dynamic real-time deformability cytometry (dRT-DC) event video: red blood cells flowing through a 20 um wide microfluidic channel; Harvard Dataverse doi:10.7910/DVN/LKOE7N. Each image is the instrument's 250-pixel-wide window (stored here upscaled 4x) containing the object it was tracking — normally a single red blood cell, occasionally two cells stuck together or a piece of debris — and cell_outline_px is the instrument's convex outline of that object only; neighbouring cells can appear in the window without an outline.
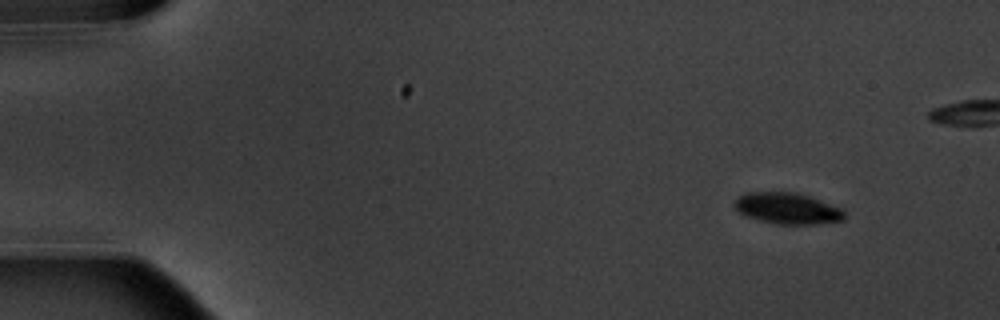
{"species": "common noctule bat (a hibernating species)", "species_latin": "Nyctalus noctula", "temperature_condition": "warm", "stored_images_in_passage": 6, "camera_frame_rate_fps": 3000, "um_per_image_px": 0.085, "animal": {"sex": "male", "body_mass_g": 20.1, "forearm_length_mm": 53.5}, "frame": {"image": 1, "passage_image": 1, "time_ms": 0.0, "image_size_px": [1000, 320], "cell_outline_px": [[844, 220], [816, 224], [776, 224], [744, 216], [732, 204], [740, 196], [748, 192], [796, 192], [844, 208]], "centroid_in_image_um": [66.95, 17.71], "position_along_channel_um": 18.1, "area_um2": 20.0}}